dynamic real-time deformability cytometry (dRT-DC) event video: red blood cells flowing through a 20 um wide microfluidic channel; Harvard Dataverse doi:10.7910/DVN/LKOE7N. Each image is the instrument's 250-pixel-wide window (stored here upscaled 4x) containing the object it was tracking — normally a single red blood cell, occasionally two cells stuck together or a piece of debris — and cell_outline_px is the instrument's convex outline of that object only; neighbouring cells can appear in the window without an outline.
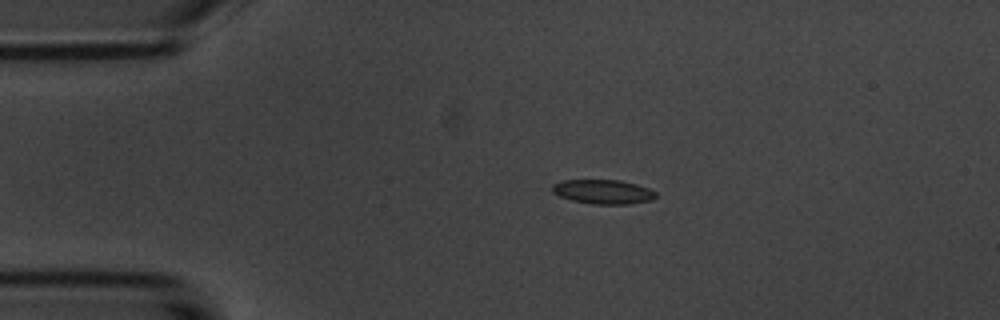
{"species": "common noctule bat (a hibernating species)", "species_latin": "Nyctalus noctula", "temperature_condition": "room temperature", "stored_images_in_passage": 5, "camera_frame_rate_fps": 3000, "um_per_image_px": 0.085, "animal": {"sex": "male", "body_mass_g": 20.1, "forearm_length_mm": 53.5}, "frame": {"image": 1, "passage_image": 4, "time_ms": 3.333, "image_size_px": [1000, 320], "cell_outline_px": [[656, 196], [652, 200], [628, 204], [592, 204], [572, 200], [560, 196], [552, 192], [552, 184], [560, 180], [620, 180], [636, 184], [648, 188], [656, 192]], "centroid_in_image_um": [51.25, 16.29], "position_along_channel_um": 33.8, "area_um2": 14.68}}